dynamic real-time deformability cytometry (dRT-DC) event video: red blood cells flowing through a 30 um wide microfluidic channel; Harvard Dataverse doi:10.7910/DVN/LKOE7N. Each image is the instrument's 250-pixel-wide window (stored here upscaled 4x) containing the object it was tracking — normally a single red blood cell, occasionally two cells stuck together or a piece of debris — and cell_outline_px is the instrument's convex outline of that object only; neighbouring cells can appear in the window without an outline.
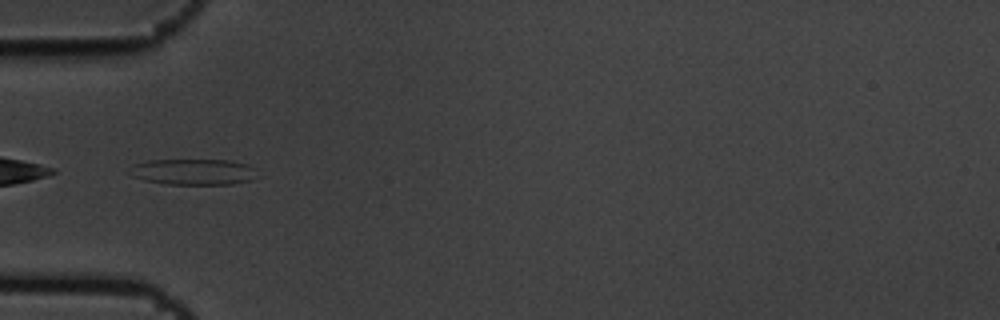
{"species": "common noctule bat (a hibernating species)", "species_latin": "Nyctalus noctula", "temperature_condition": "cold", "stored_images_in_passage": 5, "camera_frame_rate_fps": 3000, "um_per_image_px": 0.085, "animal": {"sex": "male", "body_mass_g": 19.5, "forearm_length_mm": 54.6}, "frame": {"image": 1, "passage_image": 4, "time_ms": 1.0, "image_size_px": [1000, 320], "cell_outline_px": [[260, 176], [252, 180], [232, 184], [168, 184], [144, 180], [132, 176], [132, 164], [148, 160], [228, 160], [248, 164], [256, 168]], "centroid_in_image_um": [16.53, 14.6], "position_along_channel_um": 68.5, "area_um2": 19.48}}